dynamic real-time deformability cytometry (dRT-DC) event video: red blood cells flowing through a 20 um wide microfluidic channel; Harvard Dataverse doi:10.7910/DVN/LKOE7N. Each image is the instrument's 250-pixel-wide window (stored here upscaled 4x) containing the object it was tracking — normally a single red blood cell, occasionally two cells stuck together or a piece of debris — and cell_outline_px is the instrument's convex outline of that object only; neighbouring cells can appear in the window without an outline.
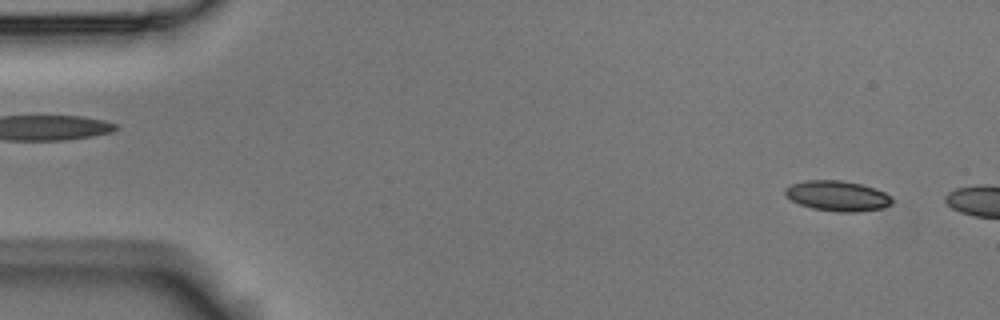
{"species": "Egyptian fruit bat (a non-hibernating species)", "species_latin": "Rousettus aegyptiacus", "temperature_condition": "room temperature", "stored_images_in_passage": 5, "camera_frame_rate_fps": 3000, "um_per_image_px": 0.085, "animal": {"sex": "male"}, "frame": {"image": 1, "passage_image": 5, "time_ms": 1.333, "image_size_px": [1000, 320], "cell_outline_px": [[892, 204], [880, 208], [856, 212], [836, 212], [812, 208], [800, 204], [784, 196], [784, 188], [792, 184], [808, 180], [840, 180], [860, 184], [876, 188], [884, 192], [892, 200]], "centroid_in_image_um": [71.15, 16.65], "position_along_channel_um": 13.9, "area_um2": 18.79}}